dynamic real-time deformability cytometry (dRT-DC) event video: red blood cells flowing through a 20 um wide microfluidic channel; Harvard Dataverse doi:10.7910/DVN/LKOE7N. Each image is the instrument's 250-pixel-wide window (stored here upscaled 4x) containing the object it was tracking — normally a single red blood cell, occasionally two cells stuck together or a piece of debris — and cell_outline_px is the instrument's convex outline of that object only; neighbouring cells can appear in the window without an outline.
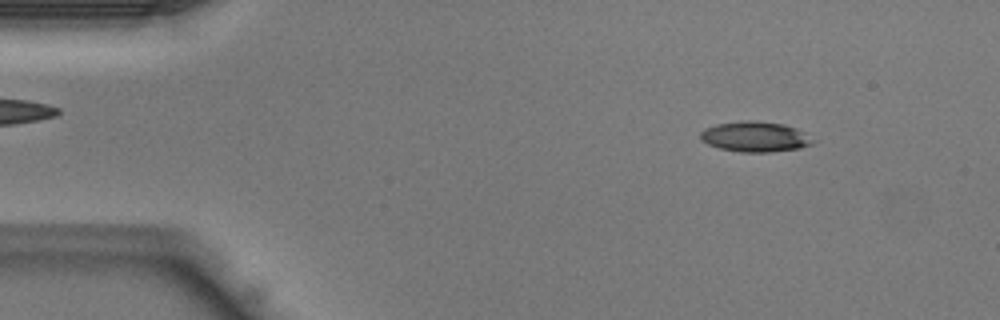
{"species": "Egyptian fruit bat (a non-hibernating species)", "species_latin": "Rousettus aegyptiacus", "temperature_condition": "warm", "stored_images_in_passage": 42, "camera_frame_rate_fps": 3000, "um_per_image_px": 0.085, "animal": {"sex": "male"}, "frame": {"image": 1, "passage_image": 5, "time_ms": 1.333, "image_size_px": [1000, 320], "cell_outline_px": [[816, 140], [812, 144], [800, 148], [768, 152], [740, 152], [720, 148], [708, 144], [700, 140], [700, 132], [704, 128], [716, 124], [748, 120], [784, 124], [796, 128]], "centroid_in_image_um": [64.17, 11.62], "position_along_channel_um": 20.8, "area_um2": 19.83}}
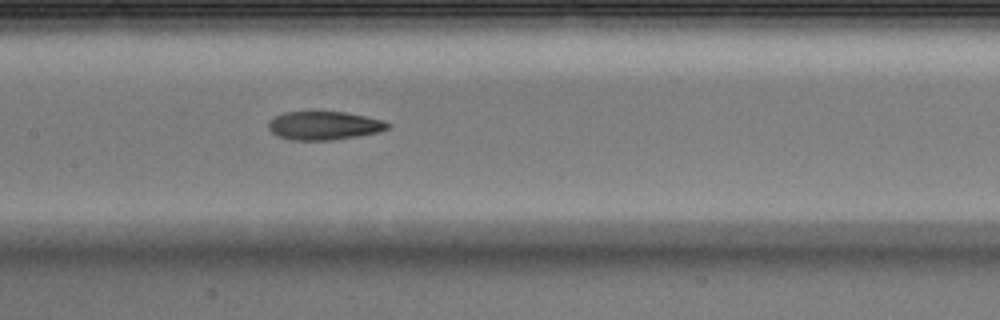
{"frame": {"image": 2, "passage_image": 20, "time_ms": 6.333, "image_size_px": [1000, 320], "cell_outline_px": [[392, 124], [388, 128], [380, 132], [332, 140], [288, 140], [276, 136], [268, 128], [268, 120], [284, 112], [344, 112], [384, 120]], "centroid_in_image_um": [27.53, 10.68], "position_along_channel_um": 179.9, "area_um2": 19.88}}
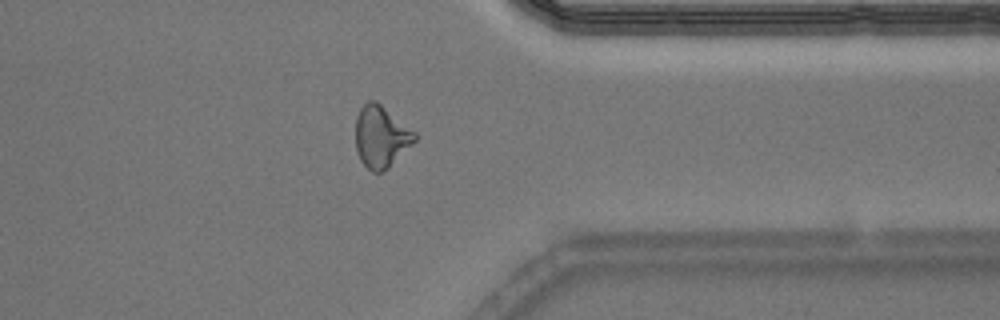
{"frame": {"image": 3, "passage_image": 33, "time_ms": 10.667, "image_size_px": [1000, 320], "cell_outline_px": [[416, 140], [384, 172], [372, 172], [360, 160], [356, 148], [356, 116], [360, 108], [368, 100], [376, 100], [416, 132]], "centroid_in_image_um": [32.38, 11.6], "position_along_channel_um": 379.0, "area_um2": 21.27}}